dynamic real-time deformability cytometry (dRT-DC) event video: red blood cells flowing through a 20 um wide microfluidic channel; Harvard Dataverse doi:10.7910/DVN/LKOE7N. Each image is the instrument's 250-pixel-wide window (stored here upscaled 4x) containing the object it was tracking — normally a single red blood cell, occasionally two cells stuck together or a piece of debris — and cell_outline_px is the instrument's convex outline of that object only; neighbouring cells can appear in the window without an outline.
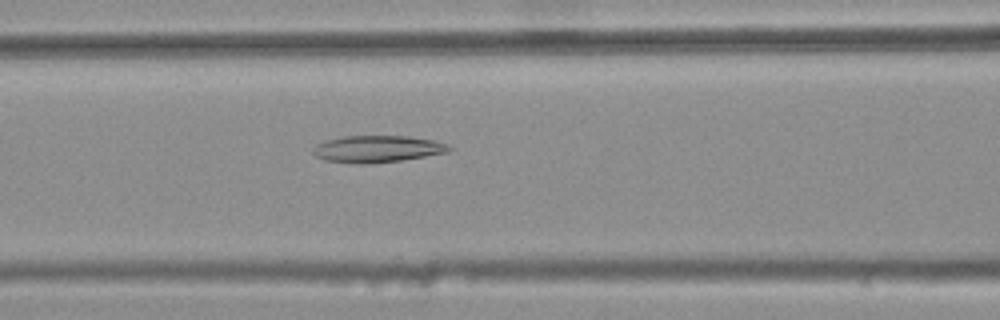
{"species": "common noctule bat (a hibernating species)", "species_latin": "Nyctalus noctula", "temperature_condition": "warm", "stored_images_in_passage": 46, "camera_frame_rate_fps": 3000, "um_per_image_px": 0.085, "animal": {"sex": "female", "body_mass_g": 25.1}, "frame": {"image": 1, "passage_image": 21, "time_ms": 6.667, "image_size_px": [1000, 320], "cell_outline_px": [[452, 148], [448, 152], [400, 160], [368, 164], [356, 164], [324, 160], [316, 156], [312, 152], [312, 148], [316, 144], [324, 140], [344, 136], [408, 136], [432, 140], [448, 144]], "centroid_in_image_um": [32.01, 12.66], "position_along_channel_um": 134.6, "area_um2": 21.33}}
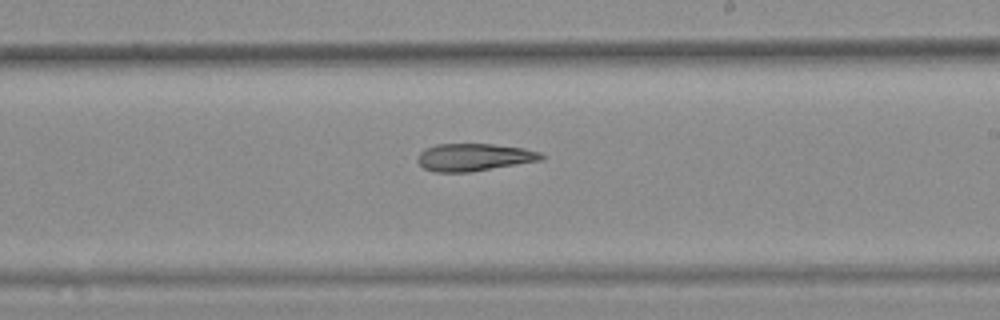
{"frame": {"image": 2, "passage_image": 30, "time_ms": 9.667, "image_size_px": [1000, 320], "cell_outline_px": [[544, 156], [540, 160], [468, 172], [436, 172], [424, 168], [416, 160], [420, 152], [424, 148], [436, 144], [492, 144], [524, 148], [540, 152]], "centroid_in_image_um": [40.24, 13.35], "position_along_channel_um": 248.8, "area_um2": 19.59}}
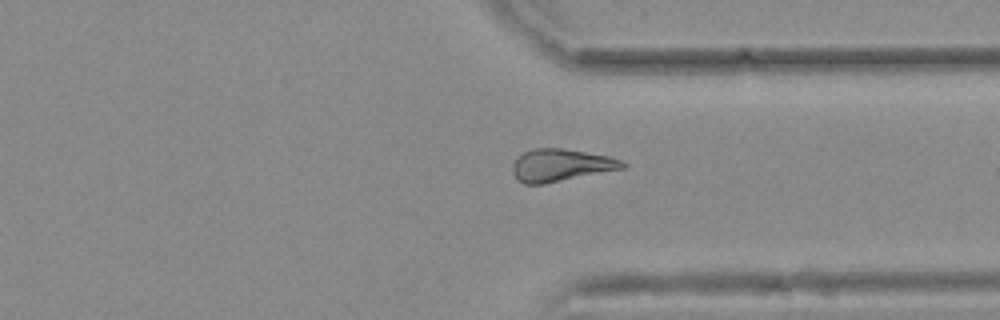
{"frame": {"image": 3, "passage_image": 39, "time_ms": 12.667, "image_size_px": [1000, 320], "cell_outline_px": [[628, 164], [624, 168], [544, 184], [524, 184], [516, 180], [512, 172], [512, 164], [524, 152], [532, 148], [564, 148], [608, 156], [620, 160]], "centroid_in_image_um": [47.64, 14.04], "position_along_channel_um": 363.8, "area_um2": 20.75}}